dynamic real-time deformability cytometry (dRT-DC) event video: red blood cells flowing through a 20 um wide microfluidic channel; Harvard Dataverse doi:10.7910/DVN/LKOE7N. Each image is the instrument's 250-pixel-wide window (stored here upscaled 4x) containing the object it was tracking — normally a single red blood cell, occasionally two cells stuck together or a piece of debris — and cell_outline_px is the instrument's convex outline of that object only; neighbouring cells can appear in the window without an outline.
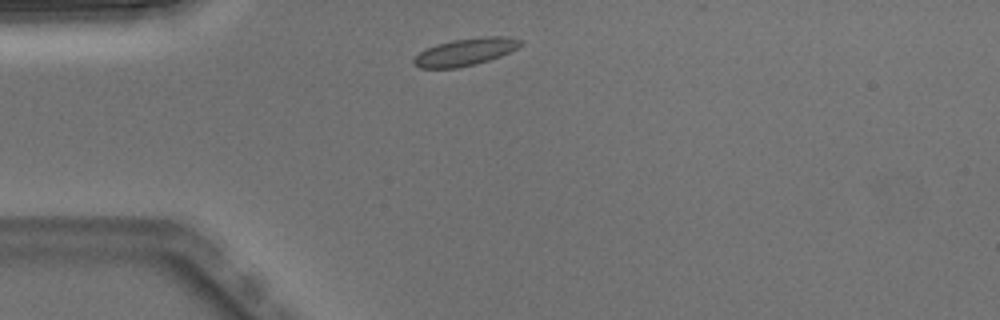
{"species": "Egyptian fruit bat (a non-hibernating species)", "species_latin": "Rousettus aegyptiacus", "temperature_condition": "warm", "stored_images_in_passage": 2, "camera_frame_rate_fps": 3000, "um_per_image_px": 0.085, "animal": {"sex": "male"}, "frame": {"image": 1, "passage_image": 1, "time_ms": 0.0, "image_size_px": [1000, 320], "cell_outline_px": [[524, 44], [500, 56], [476, 64], [456, 68], [420, 68], [412, 64], [412, 60], [420, 52], [436, 44], [452, 40], [484, 36], [508, 36], [524, 40]], "centroid_in_image_um": [39.58, 4.4], "position_along_channel_um": 45.4, "area_um2": 17.05}}